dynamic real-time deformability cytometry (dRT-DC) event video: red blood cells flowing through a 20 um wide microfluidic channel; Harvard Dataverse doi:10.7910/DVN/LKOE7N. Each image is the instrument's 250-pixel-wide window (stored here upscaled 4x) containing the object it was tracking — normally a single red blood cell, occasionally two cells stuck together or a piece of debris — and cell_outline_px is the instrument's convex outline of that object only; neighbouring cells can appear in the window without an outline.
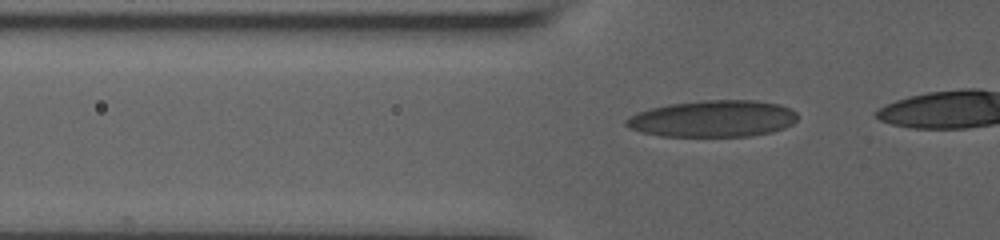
{"species": "human", "species_latin": "Homo sapiens", "temperature_condition": "room temperature", "stored_images_in_passage": 30, "camera_frame_rate_fps": 3000, "um_per_image_px": 0.085, "donor": {"sex": "male"}, "frame": {"image": 1, "passage_image": 10, "time_ms": 3.0, "image_size_px": [1000, 240], "cell_outline_px": [[796, 120], [792, 124], [784, 128], [772, 132], [752, 136], [660, 136], [640, 132], [628, 128], [624, 124], [624, 120], [628, 116], [636, 112], [668, 104], [704, 100], [756, 100], [780, 104], [792, 108], [796, 112]], "centroid_in_image_um": [60.58, 10.09], "position_along_channel_um": 65.2, "area_um2": 36.99}}
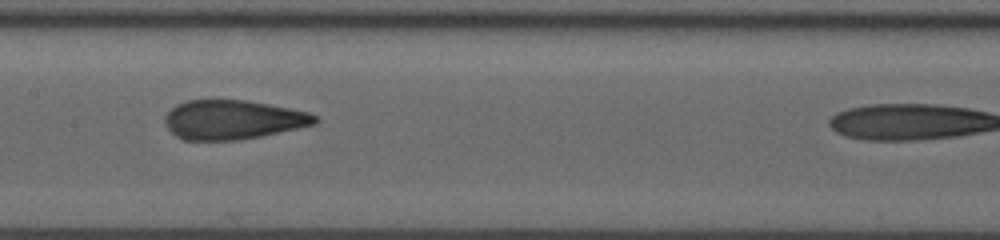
{"frame": {"image": 2, "passage_image": 20, "time_ms": 6.333, "image_size_px": [1000, 240], "cell_outline_px": [[320, 120], [316, 124], [260, 136], [240, 140], [184, 140], [176, 136], [164, 124], [164, 116], [176, 104], [188, 100], [244, 100], [268, 104], [308, 112], [316, 116]], "centroid_in_image_um": [19.77, 10.18], "position_along_channel_um": 187.6, "area_um2": 34.22}}
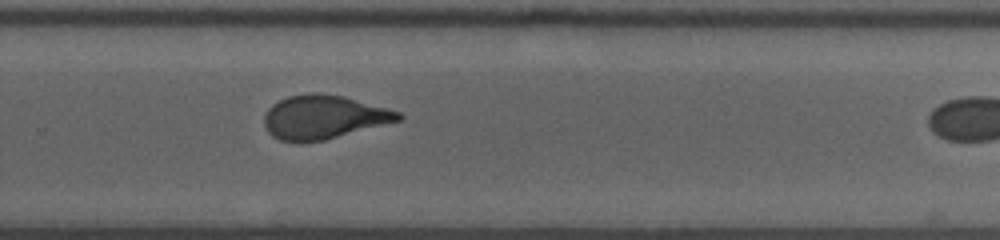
{"frame": {"image": 3, "passage_image": 29, "time_ms": 9.333, "image_size_px": [1000, 240], "cell_outline_px": [[404, 116], [400, 120], [324, 140], [300, 144], [280, 140], [272, 136], [268, 132], [264, 124], [264, 116], [268, 108], [272, 104], [288, 96], [312, 92], [316, 92], [344, 96], [388, 108], [400, 112]], "centroid_in_image_um": [27.48, 9.96], "position_along_channel_um": 302.3, "area_um2": 34.39}}